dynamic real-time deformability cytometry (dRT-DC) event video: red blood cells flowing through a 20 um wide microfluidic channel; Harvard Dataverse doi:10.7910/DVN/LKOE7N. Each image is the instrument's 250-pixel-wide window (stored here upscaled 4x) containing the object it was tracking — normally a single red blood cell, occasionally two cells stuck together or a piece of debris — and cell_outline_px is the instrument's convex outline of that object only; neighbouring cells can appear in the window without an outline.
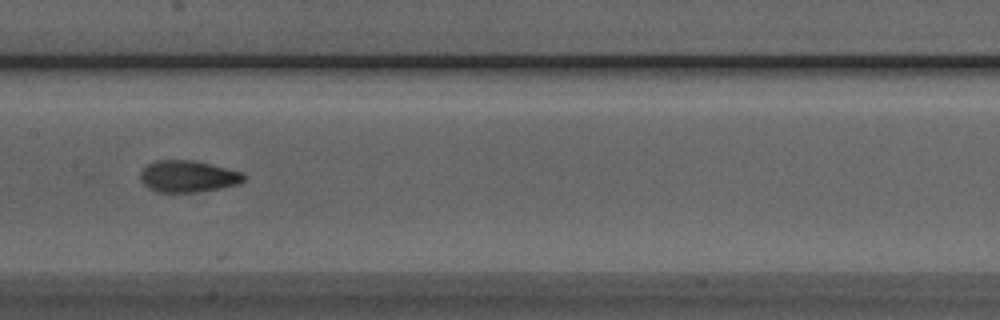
{"species": "Egyptian fruit bat (a non-hibernating species)", "species_latin": "Rousettus aegyptiacus", "temperature_condition": "room temperature", "stored_images_in_passage": 10, "segment_of_instrument_passage": [1, 2], "camera_frame_rate_fps": 3000, "um_per_image_px": 0.085, "animal": {"sex": "male"}, "frame": {"image": 1, "passage_image": 7, "time_ms": 2.0, "image_size_px": [1000, 320], "cell_outline_px": [[248, 176], [240, 184], [220, 188], [192, 192], [156, 192], [148, 188], [140, 180], [140, 172], [148, 164], [156, 160], [192, 160], [244, 172]], "centroid_in_image_um": [16.0, 14.99], "position_along_channel_um": 191.4, "area_um2": 19.19}}
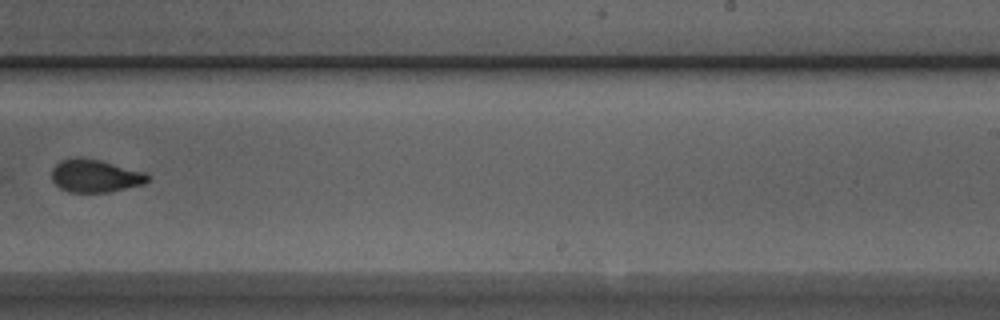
{"frame": {"image": 2, "passage_image": 9, "time_ms": 2.667, "image_size_px": [1000, 320], "cell_outline_px": [[152, 180], [144, 184], [112, 192], [68, 192], [60, 188], [52, 180], [52, 168], [60, 160], [76, 156], [100, 160], [148, 172], [152, 176]], "centroid_in_image_um": [8.16, 14.94], "position_along_channel_um": 280.8, "area_um2": 18.9}}